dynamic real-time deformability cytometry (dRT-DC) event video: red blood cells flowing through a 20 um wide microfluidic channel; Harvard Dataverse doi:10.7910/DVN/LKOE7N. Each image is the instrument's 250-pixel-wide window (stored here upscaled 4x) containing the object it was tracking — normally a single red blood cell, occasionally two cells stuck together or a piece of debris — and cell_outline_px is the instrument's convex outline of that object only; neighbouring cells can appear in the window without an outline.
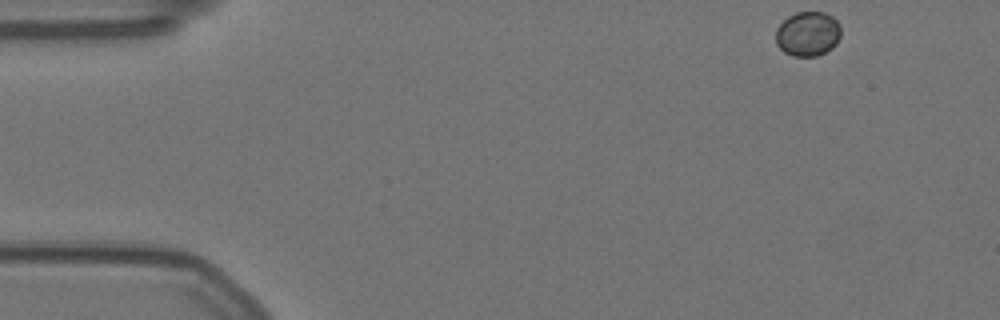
{"species": "Egyptian fruit bat (a non-hibernating species)", "species_latin": "Rousettus aegyptiacus", "temperature_condition": "warm", "stored_images_in_passage": 40, "camera_frame_rate_fps": 3000, "um_per_image_px": 0.085, "animal": {"sex": "female"}, "frame": {"image": 1, "passage_image": 1, "time_ms": 0.0, "image_size_px": [1000, 320], "cell_outline_px": [[840, 36], [836, 44], [832, 48], [816, 56], [792, 56], [784, 52], [776, 44], [776, 28], [788, 16], [796, 12], [824, 12], [832, 16], [840, 24]], "centroid_in_image_um": [68.66, 2.87], "position_along_channel_um": 16.3, "area_um2": 16.99}}
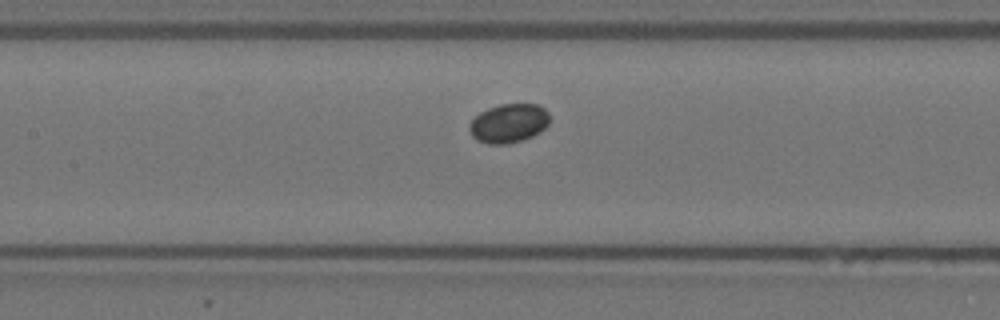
{"frame": {"image": 2, "passage_image": 22, "time_ms": 7.0, "image_size_px": [1000, 320], "cell_outline_px": [[548, 124], [540, 132], [532, 136], [520, 140], [504, 144], [488, 144], [476, 140], [472, 136], [468, 128], [468, 124], [480, 112], [488, 108], [500, 104], [540, 104], [548, 112]], "centroid_in_image_um": [43.22, 10.47], "position_along_channel_um": 164.2, "area_um2": 18.21}}
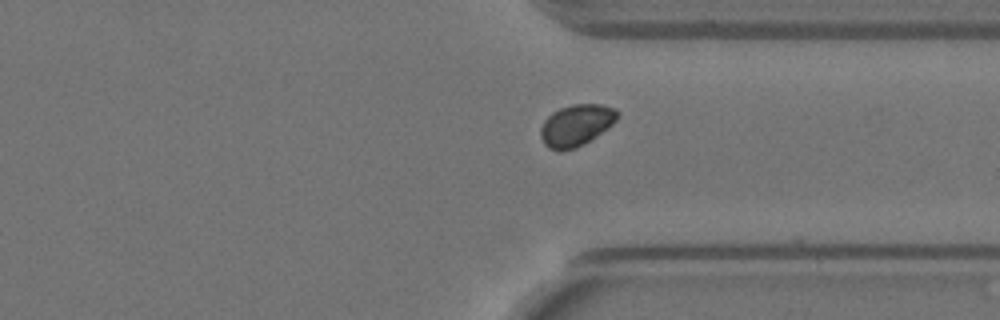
{"frame": {"image": 3, "passage_image": 39, "time_ms": 12.667, "image_size_px": [1000, 320], "cell_outline_px": [[620, 116], [612, 124], [596, 136], [584, 144], [576, 148], [548, 148], [544, 144], [540, 136], [540, 128], [544, 120], [552, 112], [560, 108], [572, 104], [600, 104], [616, 108], [620, 112]], "centroid_in_image_um": [49.0, 10.6], "position_along_channel_um": 362.4, "area_um2": 18.44}}